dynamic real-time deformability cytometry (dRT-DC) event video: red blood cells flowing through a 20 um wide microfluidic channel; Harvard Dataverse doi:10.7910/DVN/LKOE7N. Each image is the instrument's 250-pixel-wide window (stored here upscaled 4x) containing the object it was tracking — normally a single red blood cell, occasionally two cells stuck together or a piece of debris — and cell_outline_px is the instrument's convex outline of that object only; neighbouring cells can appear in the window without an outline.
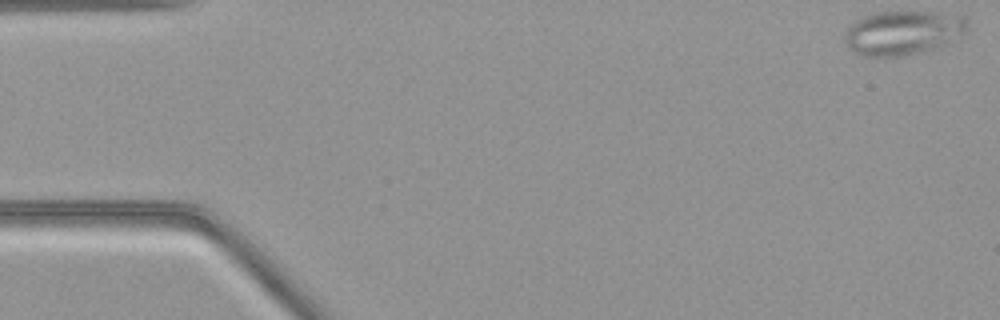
{"species": "common noctule bat (a hibernating species)", "species_latin": "Nyctalus noctula", "temperature_condition": "warm", "stored_images_in_passage": 51, "camera_frame_rate_fps": 3000, "um_per_image_px": 0.085, "animal": {"sex": "female", "body_mass_g": 21.9}, "frame": {"image": 1, "passage_image": 1, "time_ms": 0.0, "image_size_px": [1000, 320], "cell_outline_px": [[968, 28], [964, 32], [944, 44], [936, 48], [924, 52], [904, 56], [864, 56], [852, 52], [848, 48], [844, 40], [844, 32], [860, 16], [872, 12], [936, 12], [964, 16], [968, 24]], "centroid_in_image_um": [76.69, 2.78], "position_along_channel_um": 8.3, "area_um2": 31.79}}
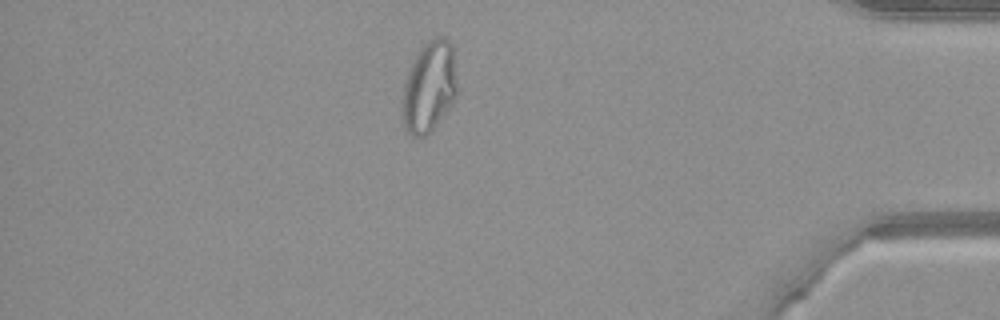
{"frame": {"image": 2, "passage_image": 44, "time_ms": 14.333, "image_size_px": [1000, 320], "cell_outline_px": [[456, 100], [428, 136], [412, 136], [408, 132], [404, 124], [404, 84], [408, 72], [420, 48], [424, 44], [436, 36], [444, 36], [452, 44], [456, 80]], "centroid_in_image_um": [36.52, 7.39], "position_along_channel_um": 398.7, "area_um2": 28.73}}